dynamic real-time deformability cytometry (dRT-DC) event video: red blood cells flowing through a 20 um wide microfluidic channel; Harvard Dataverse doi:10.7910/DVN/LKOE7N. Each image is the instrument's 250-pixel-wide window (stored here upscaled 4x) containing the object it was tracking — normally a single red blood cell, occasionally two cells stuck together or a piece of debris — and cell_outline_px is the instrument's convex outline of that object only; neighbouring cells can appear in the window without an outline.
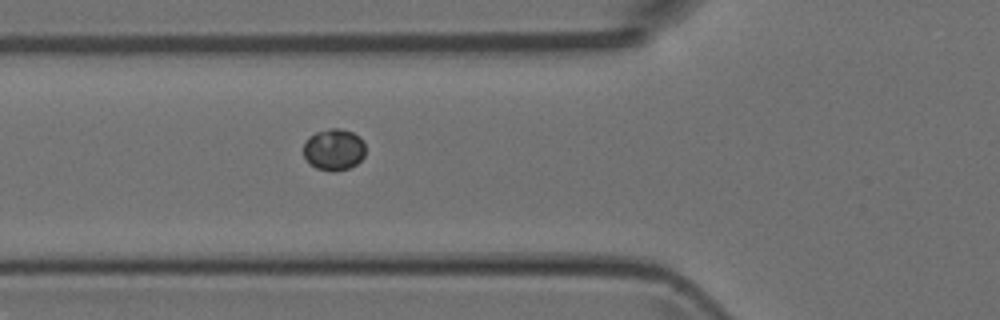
{"species": "Egyptian fruit bat (a non-hibernating species)", "species_latin": "Rousettus aegyptiacus", "temperature_condition": "room temperature", "stored_images_in_passage": 4, "camera_frame_rate_fps": 3000, "um_per_image_px": 0.085, "animal": {"sex": "female"}, "frame": {"image": 1, "passage_image": 4, "time_ms": 4.333, "image_size_px": [1000, 320], "cell_outline_px": [[364, 156], [356, 164], [348, 168], [332, 172], [316, 168], [304, 156], [304, 144], [308, 136], [316, 132], [328, 128], [340, 128], [352, 132], [360, 136], [364, 144]], "centroid_in_image_um": [28.38, 12.69], "position_along_channel_um": 97.4, "area_um2": 14.97}}